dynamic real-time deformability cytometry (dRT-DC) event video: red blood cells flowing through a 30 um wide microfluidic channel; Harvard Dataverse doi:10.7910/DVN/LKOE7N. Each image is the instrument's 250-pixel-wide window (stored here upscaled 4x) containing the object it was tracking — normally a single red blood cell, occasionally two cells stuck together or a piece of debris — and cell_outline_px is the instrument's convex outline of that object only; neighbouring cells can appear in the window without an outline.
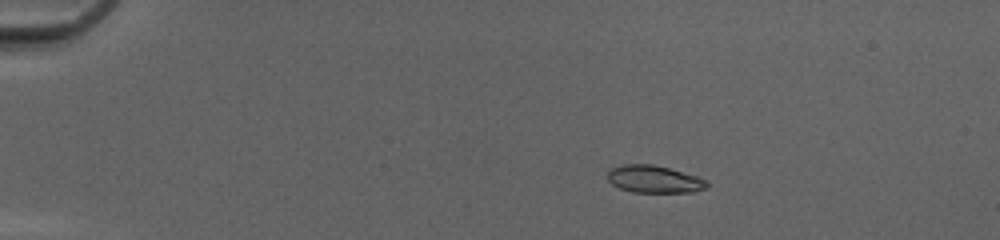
{"species": "common noctule bat (a hibernating species)", "species_latin": "Nyctalus noctula", "temperature_condition": "cold", "stored_images_in_passage": 51, "camera_frame_rate_fps": 3000, "um_per_image_px": 0.085, "animal": {"sex": "female", "body_mass_g": 20.0, "forearm_length_mm": 54.0}, "frame": {"image": 1, "passage_image": 10, "time_ms": 3.0, "image_size_px": [1000, 240], "cell_outline_px": [[708, 188], [692, 192], [632, 192], [620, 188], [612, 184], [608, 180], [608, 168], [624, 164], [652, 164], [668, 168], [696, 176], [708, 180]], "centroid_in_image_um": [55.59, 15.23], "position_along_channel_um": 29.4, "area_um2": 15.9}}
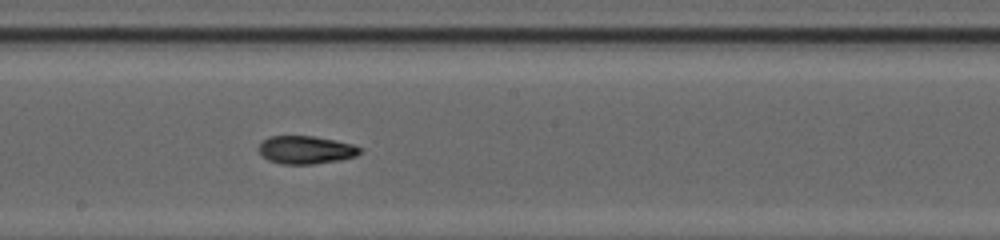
{"frame": {"image": 2, "passage_image": 30, "time_ms": 9.667, "image_size_px": [1000, 240], "cell_outline_px": [[364, 148], [356, 156], [340, 160], [312, 164], [280, 164], [268, 160], [256, 148], [268, 136], [312, 136], [336, 140], [352, 144]], "centroid_in_image_um": [26.0, 12.74], "position_along_channel_um": 222.2, "area_um2": 16.59}}
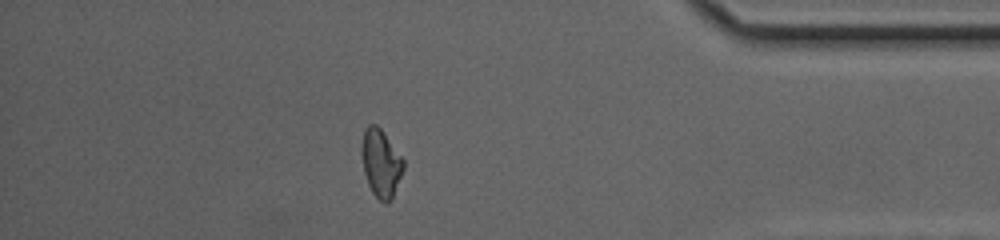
{"frame": {"image": 3, "passage_image": 45, "time_ms": 14.667, "image_size_px": [1000, 240], "cell_outline_px": [[404, 168], [392, 200], [388, 204], [384, 204], [372, 192], [368, 184], [364, 172], [360, 152], [360, 144], [364, 128], [368, 124], [376, 124], [380, 128], [404, 160]], "centroid_in_image_um": [32.35, 13.87], "position_along_channel_um": 402.8, "area_um2": 16.76}, "authors_computed_cell_mechanics": {"area_um2": 16.473, "velocity_mm_per_s": 4.2052, "shape_relaxation_time_tau1_ms": 5.1043, "shape_relaxation_time_tau2_ms": 3.6255, "deformation_change_tau1": 0.1805, "deformation_change_tau2": 0.0919}}